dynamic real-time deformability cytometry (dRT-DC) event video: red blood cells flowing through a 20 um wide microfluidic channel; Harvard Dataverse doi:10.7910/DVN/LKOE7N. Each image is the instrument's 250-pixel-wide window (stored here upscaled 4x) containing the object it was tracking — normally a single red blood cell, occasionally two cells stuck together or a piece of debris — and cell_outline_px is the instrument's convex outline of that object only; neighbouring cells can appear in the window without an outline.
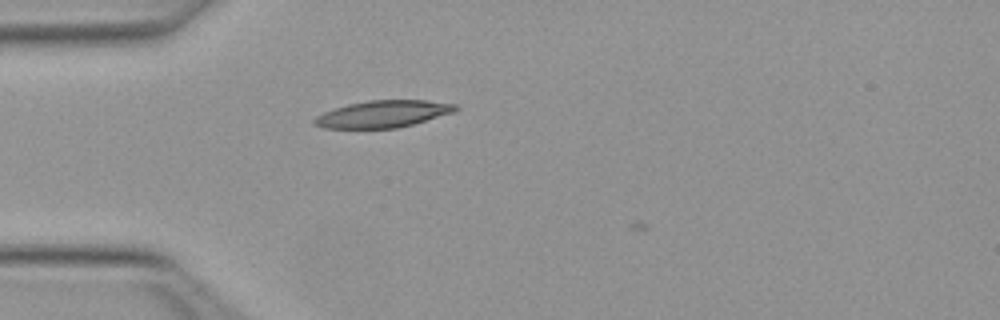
{"species": "Egyptian fruit bat (a non-hibernating species)", "species_latin": "Rousettus aegyptiacus", "temperature_condition": "warm", "stored_images_in_passage": 4, "camera_frame_rate_fps": 3000, "um_per_image_px": 0.085, "animal": {"sex": "female"}, "frame": {"image": 1, "passage_image": 3, "time_ms": 0.667, "image_size_px": [1000, 320], "cell_outline_px": [[460, 108], [452, 112], [412, 124], [396, 128], [324, 128], [312, 124], [312, 120], [316, 116], [332, 108], [348, 104], [368, 100], [424, 100], [456, 104]], "centroid_in_image_um": [32.49, 9.68], "position_along_channel_um": 52.5, "area_um2": 22.08}}